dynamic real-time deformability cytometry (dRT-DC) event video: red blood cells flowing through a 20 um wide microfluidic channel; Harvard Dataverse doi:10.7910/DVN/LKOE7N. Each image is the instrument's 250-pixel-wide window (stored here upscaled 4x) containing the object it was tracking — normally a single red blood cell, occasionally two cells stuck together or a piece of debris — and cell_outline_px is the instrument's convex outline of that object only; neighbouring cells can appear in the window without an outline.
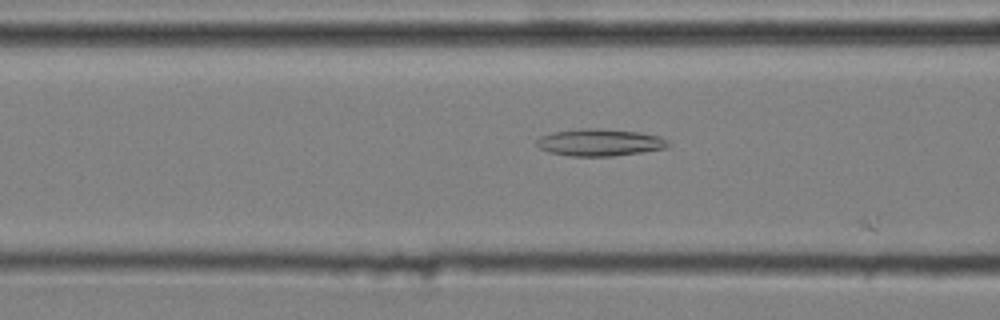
{"species": "common noctule bat (a hibernating species)", "species_latin": "Nyctalus noctula", "temperature_condition": "cold", "stored_images_in_passage": 24, "camera_frame_rate_fps": 3000, "um_per_image_px": 0.085, "animal": {"sex": "male", "body_mass_g": 20.4}, "frame": {"image": 1, "passage_image": 4, "time_ms": 1.0, "image_size_px": [1000, 320], "cell_outline_px": [[652, 148], [628, 152], [560, 152], [572, 132], [624, 132], [648, 136]], "centroid_in_image_um": [51.5, 12.1], "position_along_channel_um": 115.1, "area_um2": 11.44}}
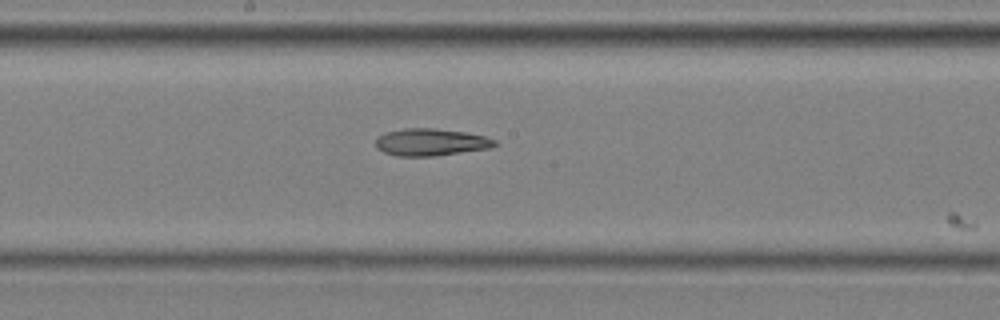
{"frame": {"image": 2, "passage_image": 12, "time_ms": 3.667, "image_size_px": [1000, 320], "cell_outline_px": [[492, 144], [476, 148], [448, 152], [388, 152], [384, 148], [396, 132], [456, 132], [476, 136], [488, 140]], "centroid_in_image_um": [36.87, 12.08], "position_along_channel_um": 211.3, "area_um2": 12.66}}
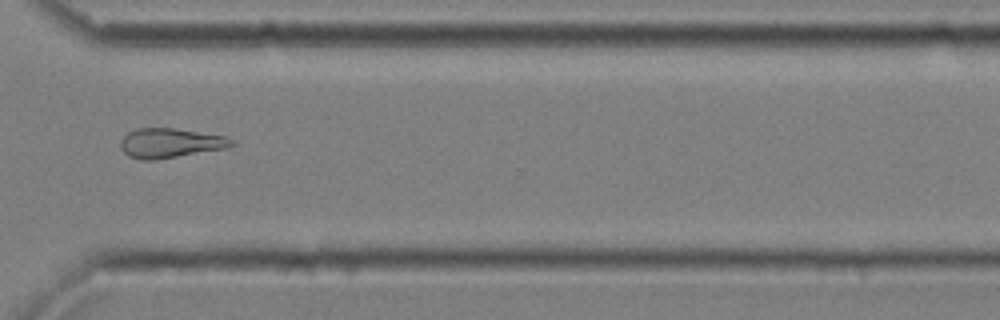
{"frame": {"image": 3, "passage_image": 24, "time_ms": 7.667, "image_size_px": [1000, 320], "cell_outline_px": [[216, 136], [212, 148], [168, 156], [136, 156], [152, 128], [160, 128]], "centroid_in_image_um": [14.8, 12.14], "position_along_channel_um": 355.8, "area_um2": 11.27}}